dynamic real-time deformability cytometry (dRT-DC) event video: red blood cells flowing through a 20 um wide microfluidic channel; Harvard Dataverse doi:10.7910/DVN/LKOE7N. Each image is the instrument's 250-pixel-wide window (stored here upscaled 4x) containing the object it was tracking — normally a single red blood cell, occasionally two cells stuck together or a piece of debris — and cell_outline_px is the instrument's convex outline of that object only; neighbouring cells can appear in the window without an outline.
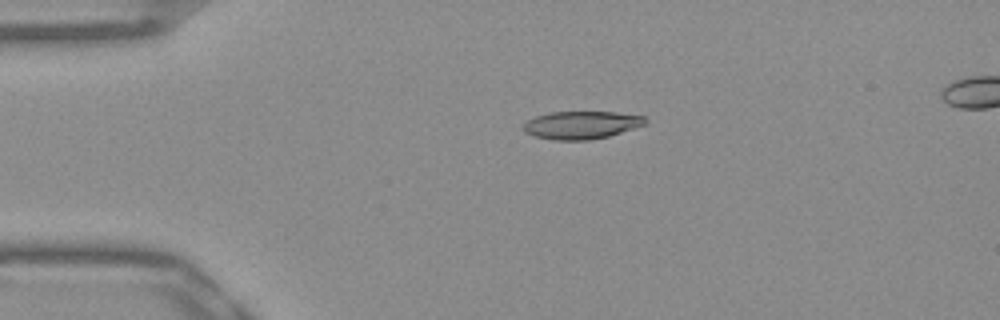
{"species": "Egyptian fruit bat (a non-hibernating species)", "species_latin": "Rousettus aegyptiacus", "temperature_condition": "warm", "stored_images_in_passage": 53, "camera_frame_rate_fps": 3000, "um_per_image_px": 0.085, "frame": {"image": 1, "passage_image": 12, "time_ms": 3.667, "image_size_px": [1000, 320], "cell_outline_px": [[648, 120], [644, 124], [608, 136], [588, 140], [552, 140], [536, 136], [524, 132], [520, 128], [528, 120], [536, 116], [548, 112], [616, 112], [644, 116]], "centroid_in_image_um": [49.37, 10.62], "position_along_channel_um": 35.6, "area_um2": 19.65}}
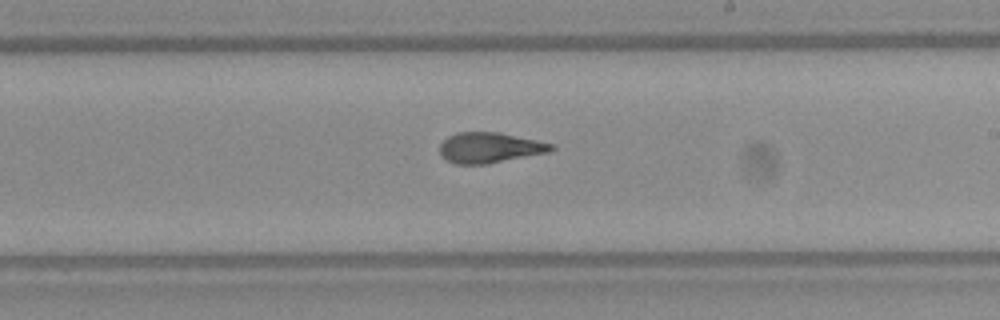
{"frame": {"image": 2, "passage_image": 31, "time_ms": 10.0, "image_size_px": [1000, 320], "cell_outline_px": [[556, 148], [548, 152], [488, 164], [456, 164], [444, 160], [440, 156], [440, 144], [448, 136], [456, 132], [500, 132], [556, 144]], "centroid_in_image_um": [41.62, 12.55], "position_along_channel_um": 247.4, "area_um2": 20.06}}
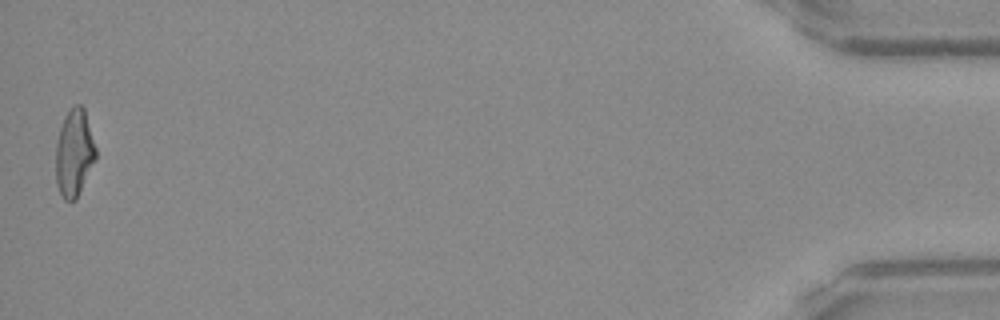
{"frame": {"image": 3, "passage_image": 52, "time_ms": 17.0, "image_size_px": [1000, 320], "cell_outline_px": [[96, 160], [76, 200], [64, 200], [56, 184], [56, 144], [60, 128], [64, 116], [76, 104], [80, 104], [84, 108], [96, 148]], "centroid_in_image_um": [6.31, 13.02], "position_along_channel_um": 428.9, "area_um2": 20.29}}